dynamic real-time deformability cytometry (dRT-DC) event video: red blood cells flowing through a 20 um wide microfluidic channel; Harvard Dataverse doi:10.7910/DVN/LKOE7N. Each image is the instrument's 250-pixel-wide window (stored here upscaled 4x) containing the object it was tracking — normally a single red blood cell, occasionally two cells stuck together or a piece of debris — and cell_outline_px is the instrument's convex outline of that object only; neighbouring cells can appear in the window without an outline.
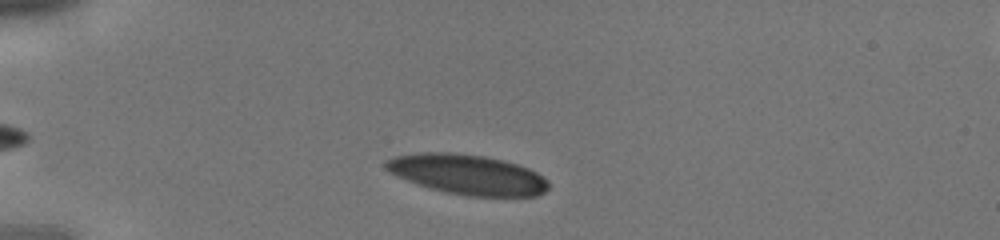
{"species": "human", "species_latin": "Homo sapiens", "temperature_condition": "cold", "stored_images_in_passage": 34, "camera_frame_rate_fps": 3000, "um_per_image_px": 0.085, "donor": {"sex": "male"}, "frame": {"image": 1, "passage_image": 3, "time_ms": 0.667, "image_size_px": [1000, 240], "cell_outline_px": [[548, 188], [544, 192], [536, 196], [468, 196], [448, 192], [432, 188], [408, 180], [384, 168], [384, 160], [396, 156], [420, 152], [452, 152], [484, 156], [504, 160], [528, 168], [536, 172], [548, 180]], "centroid_in_image_um": [39.76, 14.82], "position_along_channel_um": 45.2, "area_um2": 37.57}}
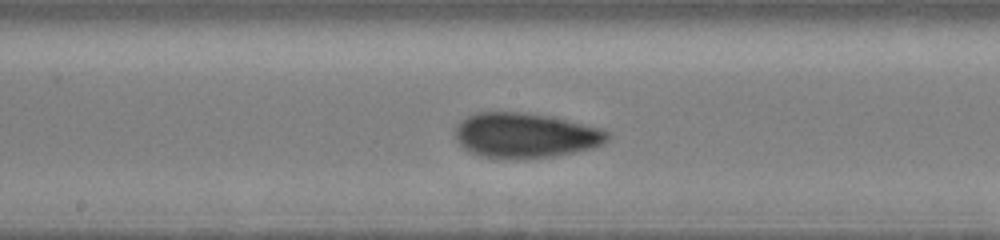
{"frame": {"image": 2, "passage_image": 15, "time_ms": 4.667, "image_size_px": [1000, 240], "cell_outline_px": [[608, 140], [604, 144], [592, 148], [576, 152], [556, 156], [516, 160], [480, 156], [468, 152], [456, 140], [456, 128], [460, 120], [476, 112], [524, 112], [552, 116], [600, 128], [608, 132]], "centroid_in_image_um": [44.65, 11.52], "position_along_channel_um": 203.6, "area_um2": 40.4}}
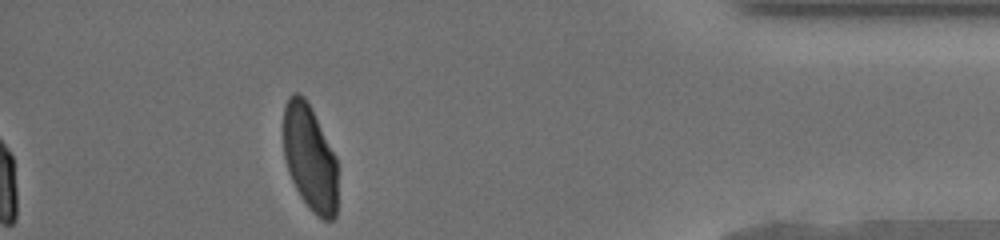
{"frame": {"image": 3, "passage_image": 30, "time_ms": 9.667, "image_size_px": [1000, 240], "cell_outline_px": [[336, 216], [332, 220], [324, 220], [312, 212], [308, 208], [300, 196], [288, 172], [284, 156], [284, 108], [288, 96], [292, 92], [300, 92], [304, 96], [336, 156]], "centroid_in_image_um": [26.32, 13.41], "position_along_channel_um": 408.9, "area_um2": 33.35}}